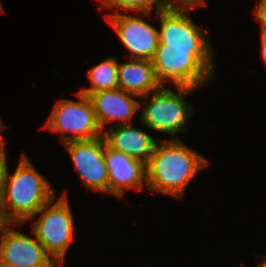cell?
<instances>
[{
	"label": "cell",
	"mask_w": 266,
	"mask_h": 267,
	"mask_svg": "<svg viewBox=\"0 0 266 267\" xmlns=\"http://www.w3.org/2000/svg\"><path fill=\"white\" fill-rule=\"evenodd\" d=\"M4 128H6V126L2 123L1 119H0V131H2ZM3 141V137L0 135V143Z\"/></svg>",
	"instance_id": "23"
},
{
	"label": "cell",
	"mask_w": 266,
	"mask_h": 267,
	"mask_svg": "<svg viewBox=\"0 0 266 267\" xmlns=\"http://www.w3.org/2000/svg\"><path fill=\"white\" fill-rule=\"evenodd\" d=\"M4 141L0 143V198L3 191V186L8 171L7 158L5 153Z\"/></svg>",
	"instance_id": "17"
},
{
	"label": "cell",
	"mask_w": 266,
	"mask_h": 267,
	"mask_svg": "<svg viewBox=\"0 0 266 267\" xmlns=\"http://www.w3.org/2000/svg\"><path fill=\"white\" fill-rule=\"evenodd\" d=\"M104 9L126 10L139 12L149 17L152 8L160 12L171 7L166 0H99Z\"/></svg>",
	"instance_id": "16"
},
{
	"label": "cell",
	"mask_w": 266,
	"mask_h": 267,
	"mask_svg": "<svg viewBox=\"0 0 266 267\" xmlns=\"http://www.w3.org/2000/svg\"><path fill=\"white\" fill-rule=\"evenodd\" d=\"M108 173V193L121 199L125 188L141 190L147 187L146 163L105 144L104 153Z\"/></svg>",
	"instance_id": "11"
},
{
	"label": "cell",
	"mask_w": 266,
	"mask_h": 267,
	"mask_svg": "<svg viewBox=\"0 0 266 267\" xmlns=\"http://www.w3.org/2000/svg\"><path fill=\"white\" fill-rule=\"evenodd\" d=\"M263 258H264V261L257 263L255 267H266V255Z\"/></svg>",
	"instance_id": "22"
},
{
	"label": "cell",
	"mask_w": 266,
	"mask_h": 267,
	"mask_svg": "<svg viewBox=\"0 0 266 267\" xmlns=\"http://www.w3.org/2000/svg\"><path fill=\"white\" fill-rule=\"evenodd\" d=\"M254 15L261 25V32L266 33V0H258Z\"/></svg>",
	"instance_id": "18"
},
{
	"label": "cell",
	"mask_w": 266,
	"mask_h": 267,
	"mask_svg": "<svg viewBox=\"0 0 266 267\" xmlns=\"http://www.w3.org/2000/svg\"><path fill=\"white\" fill-rule=\"evenodd\" d=\"M104 137L64 143L82 183L90 190L108 192Z\"/></svg>",
	"instance_id": "8"
},
{
	"label": "cell",
	"mask_w": 266,
	"mask_h": 267,
	"mask_svg": "<svg viewBox=\"0 0 266 267\" xmlns=\"http://www.w3.org/2000/svg\"><path fill=\"white\" fill-rule=\"evenodd\" d=\"M67 192L56 202L53 197L35 215L42 214L32 223V233L40 241L46 252L62 267L66 252L73 242V215L67 198Z\"/></svg>",
	"instance_id": "5"
},
{
	"label": "cell",
	"mask_w": 266,
	"mask_h": 267,
	"mask_svg": "<svg viewBox=\"0 0 266 267\" xmlns=\"http://www.w3.org/2000/svg\"><path fill=\"white\" fill-rule=\"evenodd\" d=\"M197 7L171 6L157 12L160 18L157 49L190 50V53H214L206 33L200 29L188 13Z\"/></svg>",
	"instance_id": "7"
},
{
	"label": "cell",
	"mask_w": 266,
	"mask_h": 267,
	"mask_svg": "<svg viewBox=\"0 0 266 267\" xmlns=\"http://www.w3.org/2000/svg\"><path fill=\"white\" fill-rule=\"evenodd\" d=\"M128 61L118 63L117 78L121 90L141 98L162 86L157 81L152 60L128 58Z\"/></svg>",
	"instance_id": "14"
},
{
	"label": "cell",
	"mask_w": 266,
	"mask_h": 267,
	"mask_svg": "<svg viewBox=\"0 0 266 267\" xmlns=\"http://www.w3.org/2000/svg\"><path fill=\"white\" fill-rule=\"evenodd\" d=\"M119 124L103 132L106 144L113 150L125 153L148 163L158 142L151 135L131 126Z\"/></svg>",
	"instance_id": "13"
},
{
	"label": "cell",
	"mask_w": 266,
	"mask_h": 267,
	"mask_svg": "<svg viewBox=\"0 0 266 267\" xmlns=\"http://www.w3.org/2000/svg\"><path fill=\"white\" fill-rule=\"evenodd\" d=\"M0 267H11V266L4 264L3 262L0 261Z\"/></svg>",
	"instance_id": "25"
},
{
	"label": "cell",
	"mask_w": 266,
	"mask_h": 267,
	"mask_svg": "<svg viewBox=\"0 0 266 267\" xmlns=\"http://www.w3.org/2000/svg\"><path fill=\"white\" fill-rule=\"evenodd\" d=\"M206 5L204 0H182L183 7H200Z\"/></svg>",
	"instance_id": "19"
},
{
	"label": "cell",
	"mask_w": 266,
	"mask_h": 267,
	"mask_svg": "<svg viewBox=\"0 0 266 267\" xmlns=\"http://www.w3.org/2000/svg\"><path fill=\"white\" fill-rule=\"evenodd\" d=\"M177 138L157 142L146 164V173L150 191L181 199L187 184L207 165L208 160Z\"/></svg>",
	"instance_id": "1"
},
{
	"label": "cell",
	"mask_w": 266,
	"mask_h": 267,
	"mask_svg": "<svg viewBox=\"0 0 266 267\" xmlns=\"http://www.w3.org/2000/svg\"><path fill=\"white\" fill-rule=\"evenodd\" d=\"M261 34V55H262V58L264 60V64H265V67H266V33H263V32H260Z\"/></svg>",
	"instance_id": "20"
},
{
	"label": "cell",
	"mask_w": 266,
	"mask_h": 267,
	"mask_svg": "<svg viewBox=\"0 0 266 267\" xmlns=\"http://www.w3.org/2000/svg\"><path fill=\"white\" fill-rule=\"evenodd\" d=\"M176 88L178 93L161 86L158 90L142 96V98L151 96L149 101L140 103V106H143L140 121L146 127L171 136L187 130L186 125L194 115V108L182 97L195 92L197 88L186 86H176Z\"/></svg>",
	"instance_id": "4"
},
{
	"label": "cell",
	"mask_w": 266,
	"mask_h": 267,
	"mask_svg": "<svg viewBox=\"0 0 266 267\" xmlns=\"http://www.w3.org/2000/svg\"><path fill=\"white\" fill-rule=\"evenodd\" d=\"M6 223L0 230V261L11 267H57L56 262L35 239L9 228Z\"/></svg>",
	"instance_id": "10"
},
{
	"label": "cell",
	"mask_w": 266,
	"mask_h": 267,
	"mask_svg": "<svg viewBox=\"0 0 266 267\" xmlns=\"http://www.w3.org/2000/svg\"><path fill=\"white\" fill-rule=\"evenodd\" d=\"M4 9L2 8L1 2H0V12H3Z\"/></svg>",
	"instance_id": "26"
},
{
	"label": "cell",
	"mask_w": 266,
	"mask_h": 267,
	"mask_svg": "<svg viewBox=\"0 0 266 267\" xmlns=\"http://www.w3.org/2000/svg\"><path fill=\"white\" fill-rule=\"evenodd\" d=\"M118 61L115 57L108 58L93 66L87 73L90 88H81L78 92L89 96L92 93L114 90L118 87Z\"/></svg>",
	"instance_id": "15"
},
{
	"label": "cell",
	"mask_w": 266,
	"mask_h": 267,
	"mask_svg": "<svg viewBox=\"0 0 266 267\" xmlns=\"http://www.w3.org/2000/svg\"><path fill=\"white\" fill-rule=\"evenodd\" d=\"M88 97L92 102L98 123L103 132L105 125L111 121H124V123H116V125L130 124V120L141 107L140 102L133 98H140L139 96L127 93L120 88L99 91L90 94Z\"/></svg>",
	"instance_id": "12"
},
{
	"label": "cell",
	"mask_w": 266,
	"mask_h": 267,
	"mask_svg": "<svg viewBox=\"0 0 266 267\" xmlns=\"http://www.w3.org/2000/svg\"><path fill=\"white\" fill-rule=\"evenodd\" d=\"M53 197H56L54 189L24 153L14 174L7 171L0 198L2 218L13 227L24 225ZM7 207L11 210L8 211Z\"/></svg>",
	"instance_id": "2"
},
{
	"label": "cell",
	"mask_w": 266,
	"mask_h": 267,
	"mask_svg": "<svg viewBox=\"0 0 266 267\" xmlns=\"http://www.w3.org/2000/svg\"><path fill=\"white\" fill-rule=\"evenodd\" d=\"M171 6H182V0H166Z\"/></svg>",
	"instance_id": "21"
},
{
	"label": "cell",
	"mask_w": 266,
	"mask_h": 267,
	"mask_svg": "<svg viewBox=\"0 0 266 267\" xmlns=\"http://www.w3.org/2000/svg\"><path fill=\"white\" fill-rule=\"evenodd\" d=\"M117 13L106 18L128 50V58L152 60L160 44L159 30L138 16Z\"/></svg>",
	"instance_id": "9"
},
{
	"label": "cell",
	"mask_w": 266,
	"mask_h": 267,
	"mask_svg": "<svg viewBox=\"0 0 266 267\" xmlns=\"http://www.w3.org/2000/svg\"><path fill=\"white\" fill-rule=\"evenodd\" d=\"M6 223L4 222L1 212H0V230L2 229V227L5 225Z\"/></svg>",
	"instance_id": "24"
},
{
	"label": "cell",
	"mask_w": 266,
	"mask_h": 267,
	"mask_svg": "<svg viewBox=\"0 0 266 267\" xmlns=\"http://www.w3.org/2000/svg\"><path fill=\"white\" fill-rule=\"evenodd\" d=\"M80 101L63 99L54 105L51 115L44 128L52 132H71L74 135L61 134L60 141L64 144L73 140H88L103 136L95 110L90 98L77 92Z\"/></svg>",
	"instance_id": "6"
},
{
	"label": "cell",
	"mask_w": 266,
	"mask_h": 267,
	"mask_svg": "<svg viewBox=\"0 0 266 267\" xmlns=\"http://www.w3.org/2000/svg\"><path fill=\"white\" fill-rule=\"evenodd\" d=\"M215 53H190V50L157 49L152 59L157 81L165 86L202 88L213 78ZM209 80V81H208Z\"/></svg>",
	"instance_id": "3"
}]
</instances>
